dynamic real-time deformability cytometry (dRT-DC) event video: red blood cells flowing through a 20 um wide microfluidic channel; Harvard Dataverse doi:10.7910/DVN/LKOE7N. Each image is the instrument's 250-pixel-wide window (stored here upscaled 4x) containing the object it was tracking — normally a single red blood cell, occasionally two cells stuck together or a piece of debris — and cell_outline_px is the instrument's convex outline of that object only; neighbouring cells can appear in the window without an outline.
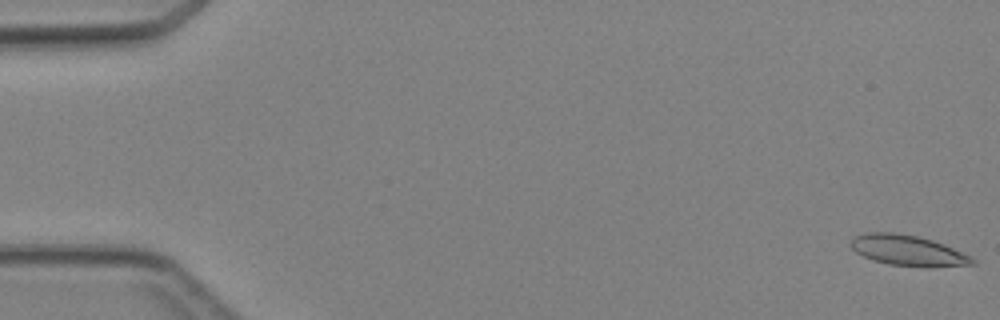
{"species": "Egyptian fruit bat (a non-hibernating species)", "species_latin": "Rousettus aegyptiacus", "temperature_condition": "cold", "stored_images_in_passage": 6, "camera_frame_rate_fps": 3000, "um_per_image_px": 0.085, "animal": {"sex": "female"}, "frame": {"image": 1, "passage_image": 1, "time_ms": 0.0, "image_size_px": [1000, 320], "cell_outline_px": [[976, 264], [932, 268], [928, 268], [888, 264], [864, 256], [856, 252], [848, 244], [852, 236], [868, 232], [896, 232], [916, 236], [932, 240], [944, 244], [972, 256], [976, 260]], "centroid_in_image_um": [77.19, 21.29], "position_along_channel_um": 7.8, "area_um2": 22.02}}
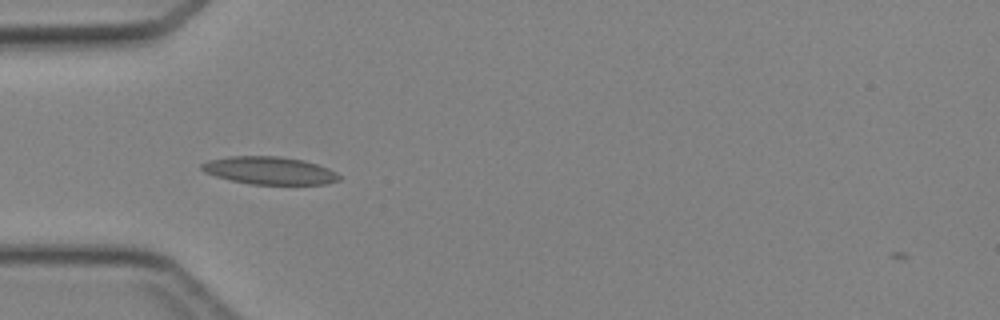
{"frame": {"image": 2, "passage_image": 5, "time_ms": 4.667, "image_size_px": [1000, 320], "cell_outline_px": [[340, 180], [328, 184], [252, 184], [232, 180], [216, 176], [204, 172], [200, 168], [200, 164], [208, 160], [228, 156], [280, 156], [304, 160], [328, 168], [336, 172], [340, 176]], "centroid_in_image_um": [22.9, 14.49], "position_along_channel_um": 62.1, "area_um2": 22.2}}
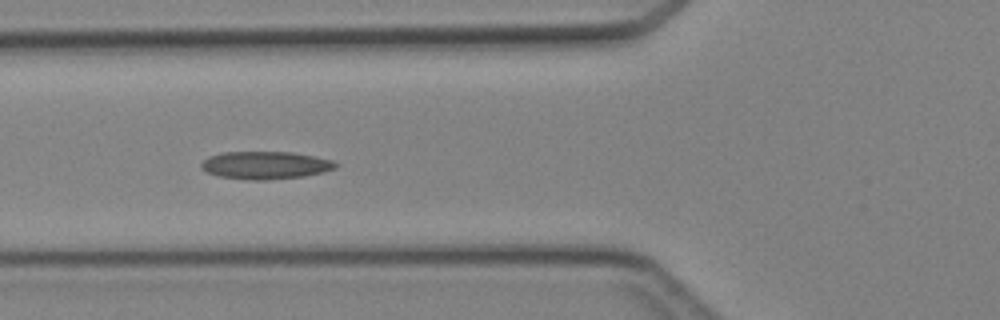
{"frame": {"image": 3, "passage_image": 6, "time_ms": 5.667, "image_size_px": [1000, 320], "cell_outline_px": [[340, 164], [336, 168], [324, 172], [304, 176], [264, 180], [248, 180], [220, 176], [208, 172], [200, 168], [200, 164], [208, 156], [224, 152], [292, 152], [332, 160]], "centroid_in_image_um": [22.57, 14.04], "position_along_channel_um": 103.2, "area_um2": 21.68}}